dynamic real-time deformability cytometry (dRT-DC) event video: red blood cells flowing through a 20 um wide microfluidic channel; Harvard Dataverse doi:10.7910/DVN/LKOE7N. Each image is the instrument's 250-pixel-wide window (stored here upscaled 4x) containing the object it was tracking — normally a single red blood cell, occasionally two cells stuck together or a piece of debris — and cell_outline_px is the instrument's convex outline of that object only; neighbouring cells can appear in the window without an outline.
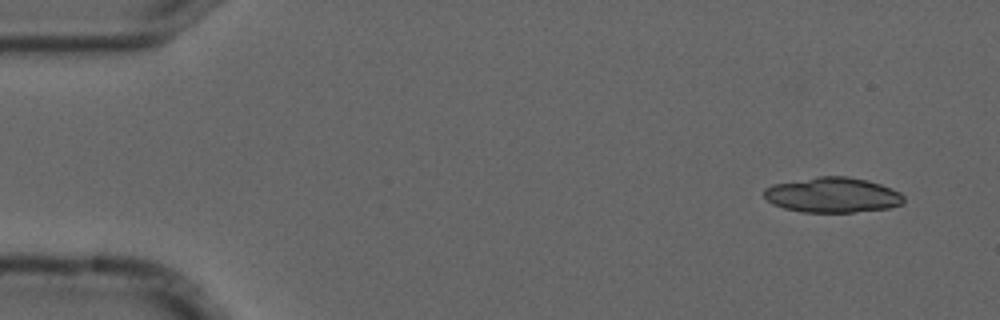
{"species": "common noctule bat (a hibernating species)", "species_latin": "Nyctalus noctula", "temperature_condition": "cold", "stored_images_in_passage": 10, "segment_of_instrument_passage": [1, 2], "camera_frame_rate_fps": 3000, "um_per_image_px": 0.085, "animal": {"sex": "male", "forearm_length_mm": 52.5}, "frame": {"image": 1, "passage_image": 1, "time_ms": 0.0, "image_size_px": [1000, 320], "cell_outline_px": [[904, 204], [888, 208], [852, 212], [800, 212], [784, 208], [772, 204], [764, 196], [764, 188], [772, 184], [820, 176], [848, 176], [868, 180], [892, 188], [900, 192], [904, 196]], "centroid_in_image_um": [70.78, 16.57], "position_along_channel_um": 14.2, "area_um2": 28.78}}